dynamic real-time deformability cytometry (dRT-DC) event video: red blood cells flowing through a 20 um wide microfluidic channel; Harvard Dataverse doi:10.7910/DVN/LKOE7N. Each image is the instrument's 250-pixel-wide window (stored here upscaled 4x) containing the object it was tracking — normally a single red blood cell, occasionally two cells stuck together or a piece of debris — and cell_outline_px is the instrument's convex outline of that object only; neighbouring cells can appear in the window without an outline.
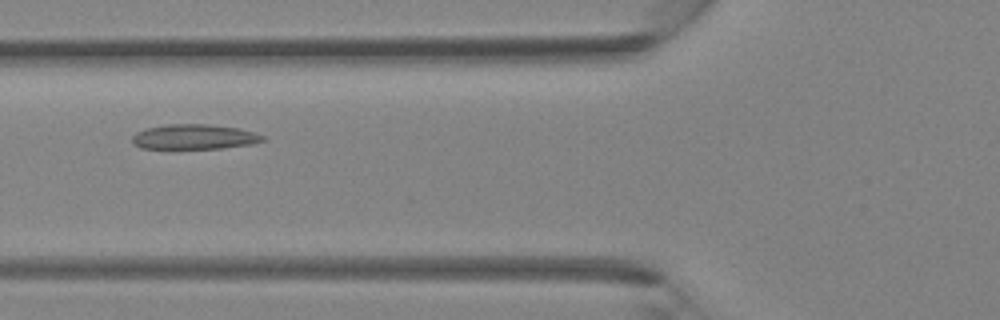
{"species": "Egyptian fruit bat (a non-hibernating species)", "species_latin": "Rousettus aegyptiacus", "temperature_condition": "room temperature", "stored_images_in_passage": 37, "camera_frame_rate_fps": 3000, "um_per_image_px": 0.085, "animal": {"sex": "female"}, "frame": {"image": 1, "passage_image": 13, "time_ms": 4.0, "image_size_px": [1000, 320], "cell_outline_px": [[264, 140], [252, 144], [220, 148], [140, 148], [132, 144], [132, 136], [136, 132], [148, 128], [164, 124], [204, 124], [240, 128], [256, 132], [264, 136]], "centroid_in_image_um": [16.5, 11.62], "position_along_channel_um": 109.3, "area_um2": 18.96}}
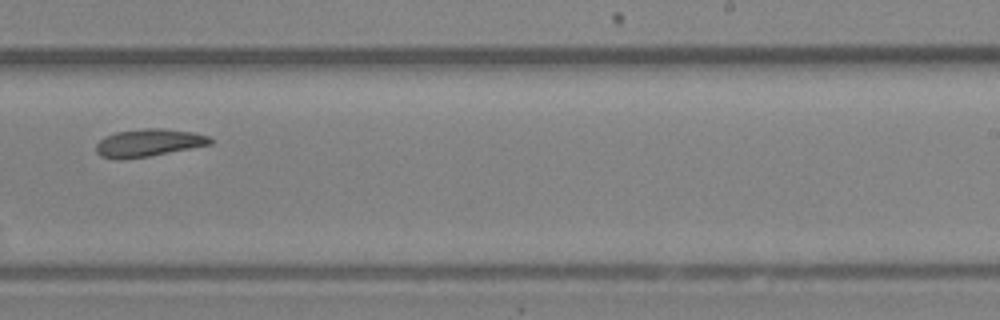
{"frame": {"image": 2, "passage_image": 23, "time_ms": 7.333, "image_size_px": [1000, 320], "cell_outline_px": [[212, 144], [148, 156], [116, 160], [100, 156], [96, 152], [96, 144], [104, 136], [116, 132], [144, 128], [164, 128], [192, 132], [208, 136], [212, 140]], "centroid_in_image_um": [12.59, 12.13], "position_along_channel_um": 276.4, "area_um2": 18.32}}
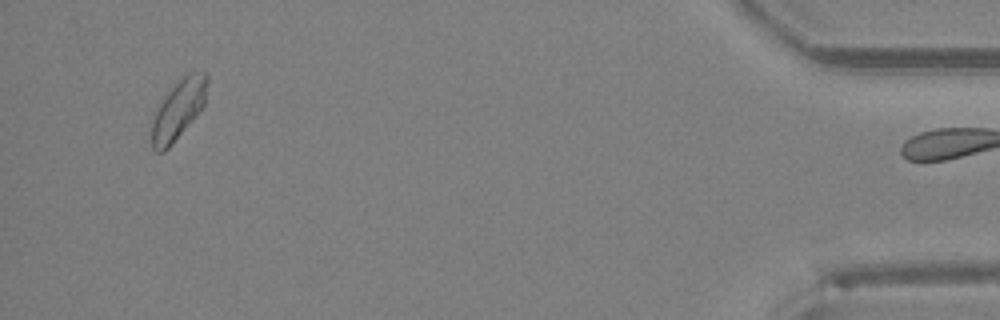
{"frame": {"image": 3, "passage_image": 36, "time_ms": 11.667, "image_size_px": [1000, 320], "cell_outline_px": [[208, 80], [204, 104], [172, 144], [164, 152], [156, 152], [152, 148], [152, 120], [156, 108], [160, 100], [168, 88], [188, 72], [208, 72]], "centroid_in_image_um": [15.13, 9.26], "position_along_channel_um": 420.1, "area_um2": 19.31}}